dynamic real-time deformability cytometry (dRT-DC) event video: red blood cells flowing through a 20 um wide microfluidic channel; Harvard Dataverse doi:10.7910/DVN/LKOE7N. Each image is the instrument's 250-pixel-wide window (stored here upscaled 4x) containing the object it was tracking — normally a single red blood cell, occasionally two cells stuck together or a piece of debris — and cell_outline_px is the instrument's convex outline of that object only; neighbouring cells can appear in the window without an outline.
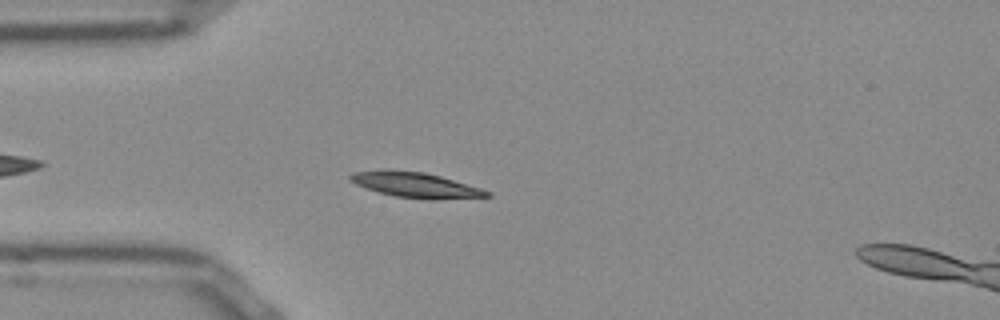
{"species": "Egyptian fruit bat (a non-hibernating species)", "species_latin": "Rousettus aegyptiacus", "temperature_condition": "room temperature", "stored_images_in_passage": 46, "segment_of_instrument_passage": [1, 2], "camera_frame_rate_fps": 3000, "um_per_image_px": 0.085, "frame": {"image": 1, "passage_image": 6, "time_ms": 1.667, "image_size_px": [1000, 320], "cell_outline_px": [[492, 196], [436, 200], [428, 200], [396, 196], [380, 192], [356, 184], [348, 176], [352, 172], [424, 172], [440, 176], [480, 188], [492, 192]], "centroid_in_image_um": [35.46, 15.77], "position_along_channel_um": 49.5, "area_um2": 19.19}}
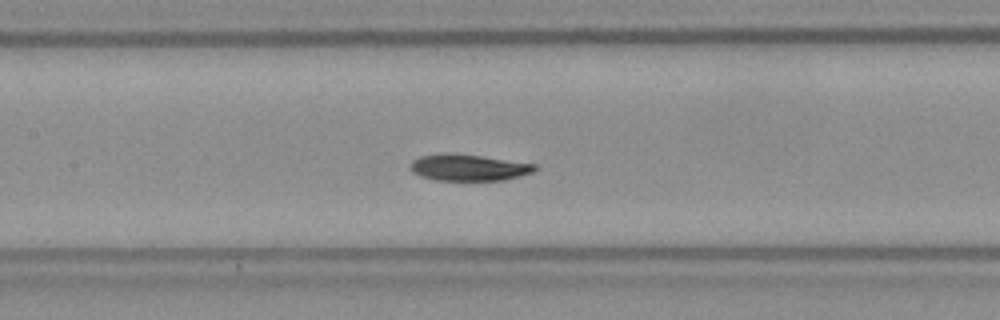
{"frame": {"image": 2, "passage_image": 16, "time_ms": 5.0, "image_size_px": [1000, 320], "cell_outline_px": [[536, 168], [532, 172], [520, 176], [504, 180], [436, 180], [420, 176], [412, 172], [412, 160], [420, 156], [480, 156], [536, 164]], "centroid_in_image_um": [39.89, 14.29], "position_along_channel_um": 167.5, "area_um2": 18.15}}
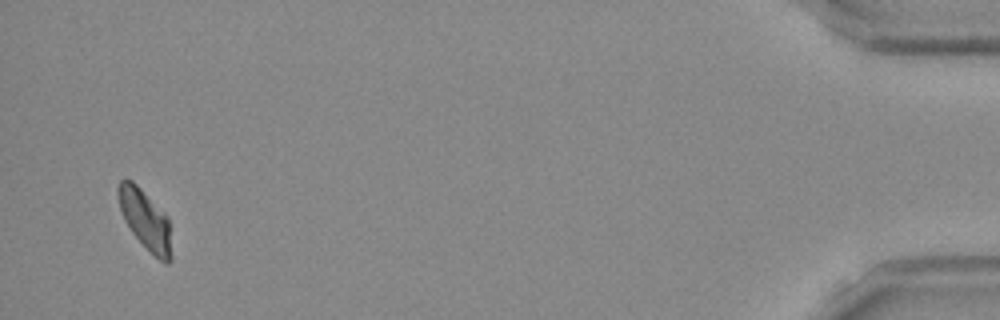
{"frame": {"image": 3, "passage_image": 43, "time_ms": 14.0, "image_size_px": [1000, 320], "cell_outline_px": [[172, 260], [168, 264], [164, 264], [132, 232], [124, 220], [120, 208], [116, 192], [116, 188], [120, 180], [132, 180], [168, 216], [172, 256]], "centroid_in_image_um": [12.35, 18.66], "position_along_channel_um": 422.9, "area_um2": 18.32}}